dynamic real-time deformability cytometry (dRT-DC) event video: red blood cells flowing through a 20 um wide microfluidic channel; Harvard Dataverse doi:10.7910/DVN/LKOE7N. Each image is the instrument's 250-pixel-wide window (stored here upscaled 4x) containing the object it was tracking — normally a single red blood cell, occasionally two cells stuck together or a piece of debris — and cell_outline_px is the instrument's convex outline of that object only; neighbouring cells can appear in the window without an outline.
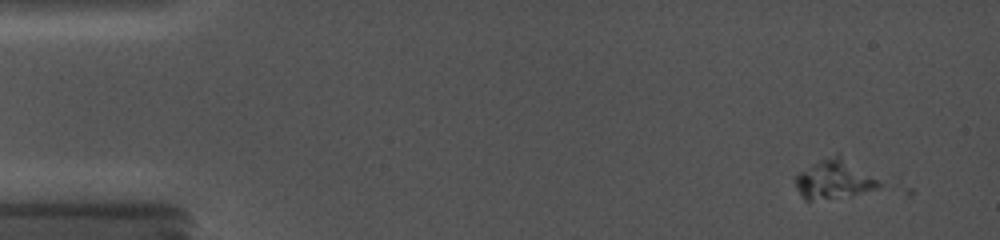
{"species": "common noctule bat (a hibernating species)", "species_latin": "Nyctalus noctula", "temperature_condition": "cold", "stored_images_in_passage": 3, "camera_frame_rate_fps": 5000, "um_per_image_px": 0.085, "animal": {"sex": "female", "body_mass_g": 19.0, "forearm_length_mm": 56.7}, "frame": {"image": 1, "passage_image": 1, "time_ms": 0.0, "image_size_px": [1000, 240], "cell_outline_px": [[880, 184], [876, 188], [860, 192], [812, 200], [804, 200], [796, 188], [796, 176], [800, 172], [812, 164], [836, 152], [840, 152], [876, 180]], "centroid_in_image_um": [70.83, 15.18], "position_along_channel_um": 14.2, "area_um2": 18.26}}